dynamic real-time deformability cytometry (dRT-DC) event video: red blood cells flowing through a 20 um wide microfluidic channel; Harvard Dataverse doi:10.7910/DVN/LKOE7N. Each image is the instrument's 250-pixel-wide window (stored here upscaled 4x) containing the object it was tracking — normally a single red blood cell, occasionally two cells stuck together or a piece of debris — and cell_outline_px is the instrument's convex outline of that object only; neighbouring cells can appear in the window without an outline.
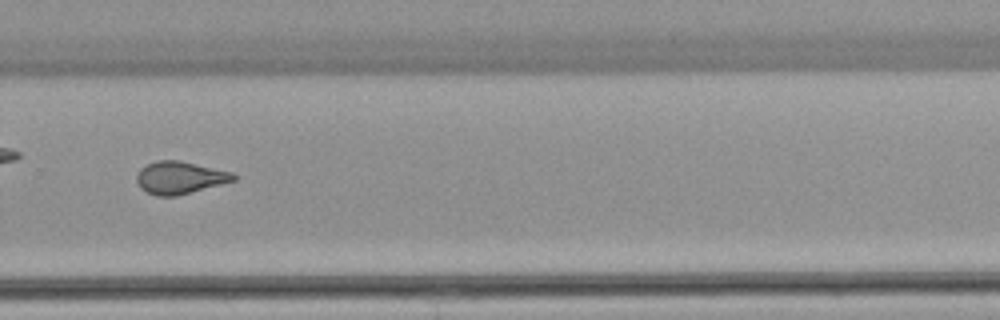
{"species": "common noctule bat (a hibernating species)", "species_latin": "Nyctalus noctula", "temperature_condition": "warm", "stored_images_in_passage": 40, "camera_frame_rate_fps": 3000, "um_per_image_px": 0.085, "animal": {"sex": "female", "body_mass_g": 22.7, "forearm_length_mm": 54.2}, "frame": {"image": 1, "passage_image": 29, "time_ms": 9.333, "image_size_px": [1000, 320], "cell_outline_px": [[236, 180], [176, 196], [156, 196], [140, 188], [136, 180], [136, 172], [140, 168], [156, 160], [180, 160], [232, 172], [236, 176]], "centroid_in_image_um": [15.25, 15.09], "position_along_channel_um": 314.5, "area_um2": 18.32}, "authors_computed_cell_mechanics": {"area_um2": 18.4382, "velocity_mm_per_s": 4.0141, "shape_relaxation_time_tau1_ms": null, "shape_relaxation_time_tau2_ms": 1.5951, "deformation_change_tau1": null, "deformation_change_tau2": 0.0813}}